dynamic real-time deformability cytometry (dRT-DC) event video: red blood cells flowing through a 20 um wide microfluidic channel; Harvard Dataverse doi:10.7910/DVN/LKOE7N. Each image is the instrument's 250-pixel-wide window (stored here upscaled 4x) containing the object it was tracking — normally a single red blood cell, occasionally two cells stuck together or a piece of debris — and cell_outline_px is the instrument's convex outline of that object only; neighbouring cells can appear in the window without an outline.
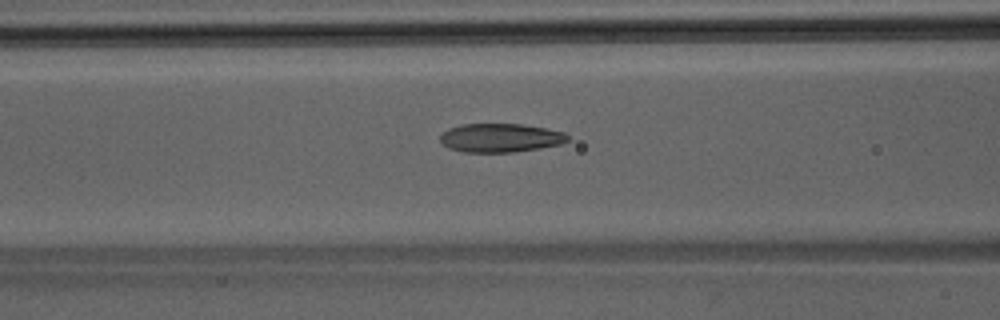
{"species": "Egyptian fruit bat (a non-hibernating species)", "species_latin": "Rousettus aegyptiacus", "temperature_condition": "room temperature", "stored_images_in_passage": 34, "camera_frame_rate_fps": 3000, "um_per_image_px": 0.085, "animal": {"sex": "male"}, "frame": {"image": 1, "passage_image": 8, "time_ms": 2.333, "image_size_px": [1000, 320], "cell_outline_px": [[568, 140], [560, 144], [540, 148], [512, 152], [464, 152], [448, 148], [440, 140], [440, 136], [448, 128], [460, 124], [520, 124], [544, 128], [564, 132], [568, 136]], "centroid_in_image_um": [42.51, 11.71], "position_along_channel_um": 124.1, "area_um2": 21.21}}
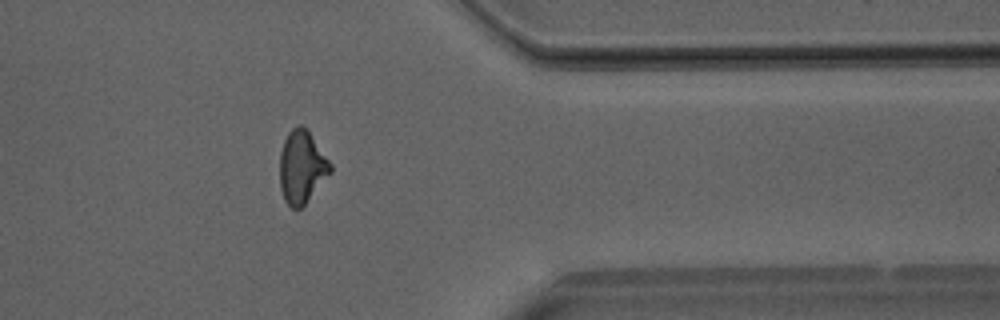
{"frame": {"image": 2, "passage_image": 26, "time_ms": 8.333, "image_size_px": [1000, 320], "cell_outline_px": [[332, 172], [304, 204], [300, 208], [292, 208], [284, 200], [280, 188], [280, 152], [284, 140], [288, 132], [292, 128], [300, 124], [308, 132], [332, 164]], "centroid_in_image_um": [25.64, 14.21], "position_along_channel_um": 385.8, "area_um2": 21.15}}
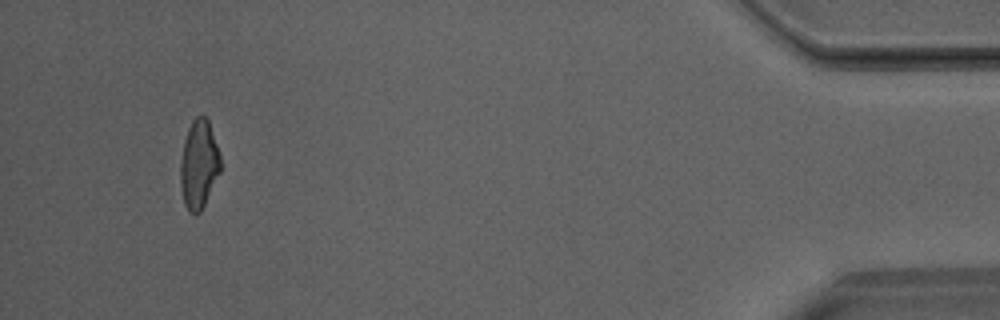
{"frame": {"image": 3, "passage_image": 32, "time_ms": 10.333, "image_size_px": [1000, 320], "cell_outline_px": [[220, 172], [200, 212], [196, 216], [188, 212], [184, 204], [180, 188], [180, 160], [184, 140], [188, 128], [192, 120], [196, 116], [204, 116], [208, 120], [220, 156]], "centroid_in_image_um": [16.87, 14.01], "position_along_channel_um": 418.3, "area_um2": 20.69}}